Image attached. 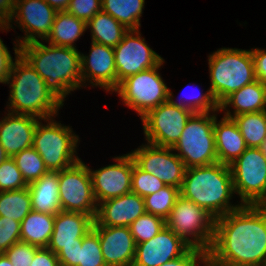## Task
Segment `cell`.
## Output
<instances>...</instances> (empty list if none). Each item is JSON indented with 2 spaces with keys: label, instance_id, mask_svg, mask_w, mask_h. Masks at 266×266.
<instances>
[{
  "label": "cell",
  "instance_id": "obj_1",
  "mask_svg": "<svg viewBox=\"0 0 266 266\" xmlns=\"http://www.w3.org/2000/svg\"><path fill=\"white\" fill-rule=\"evenodd\" d=\"M207 266H266V205H241L215 219Z\"/></svg>",
  "mask_w": 266,
  "mask_h": 266
},
{
  "label": "cell",
  "instance_id": "obj_2",
  "mask_svg": "<svg viewBox=\"0 0 266 266\" xmlns=\"http://www.w3.org/2000/svg\"><path fill=\"white\" fill-rule=\"evenodd\" d=\"M20 54L30 63L50 92L64 104L70 91L82 86L78 49L45 45L40 40L20 46Z\"/></svg>",
  "mask_w": 266,
  "mask_h": 266
},
{
  "label": "cell",
  "instance_id": "obj_3",
  "mask_svg": "<svg viewBox=\"0 0 266 266\" xmlns=\"http://www.w3.org/2000/svg\"><path fill=\"white\" fill-rule=\"evenodd\" d=\"M15 61L8 81L10 95L8 112L35 116L41 120L54 117L63 104L50 92L45 80L20 54V45L14 47Z\"/></svg>",
  "mask_w": 266,
  "mask_h": 266
},
{
  "label": "cell",
  "instance_id": "obj_4",
  "mask_svg": "<svg viewBox=\"0 0 266 266\" xmlns=\"http://www.w3.org/2000/svg\"><path fill=\"white\" fill-rule=\"evenodd\" d=\"M234 193L230 166L220 162L186 168L180 188V196L203 207L215 218L241 206L230 203Z\"/></svg>",
  "mask_w": 266,
  "mask_h": 266
},
{
  "label": "cell",
  "instance_id": "obj_5",
  "mask_svg": "<svg viewBox=\"0 0 266 266\" xmlns=\"http://www.w3.org/2000/svg\"><path fill=\"white\" fill-rule=\"evenodd\" d=\"M210 92L220 105L229 95L256 79L251 50L221 48L208 56Z\"/></svg>",
  "mask_w": 266,
  "mask_h": 266
},
{
  "label": "cell",
  "instance_id": "obj_6",
  "mask_svg": "<svg viewBox=\"0 0 266 266\" xmlns=\"http://www.w3.org/2000/svg\"><path fill=\"white\" fill-rule=\"evenodd\" d=\"M50 120V121H49ZM38 121L33 139V148L42 157L50 172L67 169L80 161L76 156L79 137L69 126L61 125L53 117Z\"/></svg>",
  "mask_w": 266,
  "mask_h": 266
},
{
  "label": "cell",
  "instance_id": "obj_7",
  "mask_svg": "<svg viewBox=\"0 0 266 266\" xmlns=\"http://www.w3.org/2000/svg\"><path fill=\"white\" fill-rule=\"evenodd\" d=\"M213 113H194L187 121L179 140L172 147L173 151H178L177 155L186 168L218 162L214 135L217 116L215 111Z\"/></svg>",
  "mask_w": 266,
  "mask_h": 266
},
{
  "label": "cell",
  "instance_id": "obj_8",
  "mask_svg": "<svg viewBox=\"0 0 266 266\" xmlns=\"http://www.w3.org/2000/svg\"><path fill=\"white\" fill-rule=\"evenodd\" d=\"M215 219L203 207L179 196L166 219V226L192 248L207 253L214 238Z\"/></svg>",
  "mask_w": 266,
  "mask_h": 266
},
{
  "label": "cell",
  "instance_id": "obj_9",
  "mask_svg": "<svg viewBox=\"0 0 266 266\" xmlns=\"http://www.w3.org/2000/svg\"><path fill=\"white\" fill-rule=\"evenodd\" d=\"M163 63L164 60L158 66L127 77L113 91L117 92L124 104L135 110L141 118L169 100L170 89L158 72Z\"/></svg>",
  "mask_w": 266,
  "mask_h": 266
},
{
  "label": "cell",
  "instance_id": "obj_10",
  "mask_svg": "<svg viewBox=\"0 0 266 266\" xmlns=\"http://www.w3.org/2000/svg\"><path fill=\"white\" fill-rule=\"evenodd\" d=\"M234 192L241 205H266V156L260 148L248 147L232 164Z\"/></svg>",
  "mask_w": 266,
  "mask_h": 266
},
{
  "label": "cell",
  "instance_id": "obj_11",
  "mask_svg": "<svg viewBox=\"0 0 266 266\" xmlns=\"http://www.w3.org/2000/svg\"><path fill=\"white\" fill-rule=\"evenodd\" d=\"M193 114L190 109L175 106L170 100L155 107L141 118L147 143L173 147Z\"/></svg>",
  "mask_w": 266,
  "mask_h": 266
},
{
  "label": "cell",
  "instance_id": "obj_12",
  "mask_svg": "<svg viewBox=\"0 0 266 266\" xmlns=\"http://www.w3.org/2000/svg\"><path fill=\"white\" fill-rule=\"evenodd\" d=\"M58 183L62 211L79 212L95 218L97 203L93 194L91 176L88 166L82 160L58 171Z\"/></svg>",
  "mask_w": 266,
  "mask_h": 266
},
{
  "label": "cell",
  "instance_id": "obj_13",
  "mask_svg": "<svg viewBox=\"0 0 266 266\" xmlns=\"http://www.w3.org/2000/svg\"><path fill=\"white\" fill-rule=\"evenodd\" d=\"M57 11L44 0H16L12 17L8 22L0 21V29L13 28L12 21L25 32L23 39L16 40L20 46L45 40L50 34ZM14 19V20H13ZM19 21V22H18Z\"/></svg>",
  "mask_w": 266,
  "mask_h": 266
},
{
  "label": "cell",
  "instance_id": "obj_14",
  "mask_svg": "<svg viewBox=\"0 0 266 266\" xmlns=\"http://www.w3.org/2000/svg\"><path fill=\"white\" fill-rule=\"evenodd\" d=\"M113 49L117 87L127 77L158 66L164 60L142 39L139 30H129Z\"/></svg>",
  "mask_w": 266,
  "mask_h": 266
},
{
  "label": "cell",
  "instance_id": "obj_15",
  "mask_svg": "<svg viewBox=\"0 0 266 266\" xmlns=\"http://www.w3.org/2000/svg\"><path fill=\"white\" fill-rule=\"evenodd\" d=\"M172 151V147L147 143L130 154L141 170L153 174L165 185L181 188L186 167L182 159Z\"/></svg>",
  "mask_w": 266,
  "mask_h": 266
},
{
  "label": "cell",
  "instance_id": "obj_16",
  "mask_svg": "<svg viewBox=\"0 0 266 266\" xmlns=\"http://www.w3.org/2000/svg\"><path fill=\"white\" fill-rule=\"evenodd\" d=\"M115 164L98 170L88 167L94 198L97 205L105 200L120 197L131 192L133 157L130 153L113 158Z\"/></svg>",
  "mask_w": 266,
  "mask_h": 266
},
{
  "label": "cell",
  "instance_id": "obj_17",
  "mask_svg": "<svg viewBox=\"0 0 266 266\" xmlns=\"http://www.w3.org/2000/svg\"><path fill=\"white\" fill-rule=\"evenodd\" d=\"M191 246L167 226L149 241L136 244L132 266H160L183 256Z\"/></svg>",
  "mask_w": 266,
  "mask_h": 266
},
{
  "label": "cell",
  "instance_id": "obj_18",
  "mask_svg": "<svg viewBox=\"0 0 266 266\" xmlns=\"http://www.w3.org/2000/svg\"><path fill=\"white\" fill-rule=\"evenodd\" d=\"M82 85L89 81L92 86H100L108 91L117 88V72L114 49L92 42L90 54H80ZM85 81V82H84Z\"/></svg>",
  "mask_w": 266,
  "mask_h": 266
},
{
  "label": "cell",
  "instance_id": "obj_19",
  "mask_svg": "<svg viewBox=\"0 0 266 266\" xmlns=\"http://www.w3.org/2000/svg\"><path fill=\"white\" fill-rule=\"evenodd\" d=\"M107 266H132L136 243L129 227L93 225Z\"/></svg>",
  "mask_w": 266,
  "mask_h": 266
},
{
  "label": "cell",
  "instance_id": "obj_20",
  "mask_svg": "<svg viewBox=\"0 0 266 266\" xmlns=\"http://www.w3.org/2000/svg\"><path fill=\"white\" fill-rule=\"evenodd\" d=\"M145 212L143 197L130 192L100 202L93 225L129 227Z\"/></svg>",
  "mask_w": 266,
  "mask_h": 266
},
{
  "label": "cell",
  "instance_id": "obj_21",
  "mask_svg": "<svg viewBox=\"0 0 266 266\" xmlns=\"http://www.w3.org/2000/svg\"><path fill=\"white\" fill-rule=\"evenodd\" d=\"M94 217L79 212L59 211L48 249L57 254L64 246L82 245L83 237L93 228Z\"/></svg>",
  "mask_w": 266,
  "mask_h": 266
},
{
  "label": "cell",
  "instance_id": "obj_22",
  "mask_svg": "<svg viewBox=\"0 0 266 266\" xmlns=\"http://www.w3.org/2000/svg\"><path fill=\"white\" fill-rule=\"evenodd\" d=\"M40 119L8 112L0 121V143L8 157L33 146L36 125Z\"/></svg>",
  "mask_w": 266,
  "mask_h": 266
},
{
  "label": "cell",
  "instance_id": "obj_23",
  "mask_svg": "<svg viewBox=\"0 0 266 266\" xmlns=\"http://www.w3.org/2000/svg\"><path fill=\"white\" fill-rule=\"evenodd\" d=\"M215 146L218 162L232 164L248 147L233 118L223 116L214 123Z\"/></svg>",
  "mask_w": 266,
  "mask_h": 266
},
{
  "label": "cell",
  "instance_id": "obj_24",
  "mask_svg": "<svg viewBox=\"0 0 266 266\" xmlns=\"http://www.w3.org/2000/svg\"><path fill=\"white\" fill-rule=\"evenodd\" d=\"M233 107V114L227 107ZM227 111L225 117L233 118L234 116L266 111V84L259 80L245 85L241 89L229 95L220 105L219 111Z\"/></svg>",
  "mask_w": 266,
  "mask_h": 266
},
{
  "label": "cell",
  "instance_id": "obj_25",
  "mask_svg": "<svg viewBox=\"0 0 266 266\" xmlns=\"http://www.w3.org/2000/svg\"><path fill=\"white\" fill-rule=\"evenodd\" d=\"M28 189L33 211L53 215L61 211L58 172L49 171L40 179L29 184Z\"/></svg>",
  "mask_w": 266,
  "mask_h": 266
},
{
  "label": "cell",
  "instance_id": "obj_26",
  "mask_svg": "<svg viewBox=\"0 0 266 266\" xmlns=\"http://www.w3.org/2000/svg\"><path fill=\"white\" fill-rule=\"evenodd\" d=\"M87 30V23L67 11L57 12L50 34L45 39L48 44L75 48V41Z\"/></svg>",
  "mask_w": 266,
  "mask_h": 266
},
{
  "label": "cell",
  "instance_id": "obj_27",
  "mask_svg": "<svg viewBox=\"0 0 266 266\" xmlns=\"http://www.w3.org/2000/svg\"><path fill=\"white\" fill-rule=\"evenodd\" d=\"M54 219L53 214L32 210L21 222V241L47 248L54 230Z\"/></svg>",
  "mask_w": 266,
  "mask_h": 266
},
{
  "label": "cell",
  "instance_id": "obj_28",
  "mask_svg": "<svg viewBox=\"0 0 266 266\" xmlns=\"http://www.w3.org/2000/svg\"><path fill=\"white\" fill-rule=\"evenodd\" d=\"M91 30L92 42L114 48L129 31L123 24L103 11L97 13L87 22V29Z\"/></svg>",
  "mask_w": 266,
  "mask_h": 266
},
{
  "label": "cell",
  "instance_id": "obj_29",
  "mask_svg": "<svg viewBox=\"0 0 266 266\" xmlns=\"http://www.w3.org/2000/svg\"><path fill=\"white\" fill-rule=\"evenodd\" d=\"M102 11L110 14L128 30H139L145 0H101Z\"/></svg>",
  "mask_w": 266,
  "mask_h": 266
},
{
  "label": "cell",
  "instance_id": "obj_30",
  "mask_svg": "<svg viewBox=\"0 0 266 266\" xmlns=\"http://www.w3.org/2000/svg\"><path fill=\"white\" fill-rule=\"evenodd\" d=\"M31 211L32 202L28 187L0 192V216L21 223Z\"/></svg>",
  "mask_w": 266,
  "mask_h": 266
},
{
  "label": "cell",
  "instance_id": "obj_31",
  "mask_svg": "<svg viewBox=\"0 0 266 266\" xmlns=\"http://www.w3.org/2000/svg\"><path fill=\"white\" fill-rule=\"evenodd\" d=\"M247 144L260 148L266 139V111L240 114L233 117Z\"/></svg>",
  "mask_w": 266,
  "mask_h": 266
},
{
  "label": "cell",
  "instance_id": "obj_32",
  "mask_svg": "<svg viewBox=\"0 0 266 266\" xmlns=\"http://www.w3.org/2000/svg\"><path fill=\"white\" fill-rule=\"evenodd\" d=\"M12 158L27 185L49 172L42 157L33 147L20 151Z\"/></svg>",
  "mask_w": 266,
  "mask_h": 266
},
{
  "label": "cell",
  "instance_id": "obj_33",
  "mask_svg": "<svg viewBox=\"0 0 266 266\" xmlns=\"http://www.w3.org/2000/svg\"><path fill=\"white\" fill-rule=\"evenodd\" d=\"M180 196V188L166 185L158 192L145 196V210L148 213L167 219Z\"/></svg>",
  "mask_w": 266,
  "mask_h": 266
},
{
  "label": "cell",
  "instance_id": "obj_34",
  "mask_svg": "<svg viewBox=\"0 0 266 266\" xmlns=\"http://www.w3.org/2000/svg\"><path fill=\"white\" fill-rule=\"evenodd\" d=\"M166 226V220L160 216L145 212L130 226L131 234L136 244L149 241Z\"/></svg>",
  "mask_w": 266,
  "mask_h": 266
},
{
  "label": "cell",
  "instance_id": "obj_35",
  "mask_svg": "<svg viewBox=\"0 0 266 266\" xmlns=\"http://www.w3.org/2000/svg\"><path fill=\"white\" fill-rule=\"evenodd\" d=\"M78 266H107L103 259L98 234L92 229L82 239Z\"/></svg>",
  "mask_w": 266,
  "mask_h": 266
},
{
  "label": "cell",
  "instance_id": "obj_36",
  "mask_svg": "<svg viewBox=\"0 0 266 266\" xmlns=\"http://www.w3.org/2000/svg\"><path fill=\"white\" fill-rule=\"evenodd\" d=\"M166 185L153 174L141 170L134 162L133 159V173L131 192L138 194L141 197H145L152 193L158 192Z\"/></svg>",
  "mask_w": 266,
  "mask_h": 266
},
{
  "label": "cell",
  "instance_id": "obj_37",
  "mask_svg": "<svg viewBox=\"0 0 266 266\" xmlns=\"http://www.w3.org/2000/svg\"><path fill=\"white\" fill-rule=\"evenodd\" d=\"M28 187L21 171L17 168L12 157L0 164V192L20 190Z\"/></svg>",
  "mask_w": 266,
  "mask_h": 266
},
{
  "label": "cell",
  "instance_id": "obj_38",
  "mask_svg": "<svg viewBox=\"0 0 266 266\" xmlns=\"http://www.w3.org/2000/svg\"><path fill=\"white\" fill-rule=\"evenodd\" d=\"M194 95V96H193ZM172 91H169V100L175 105L180 106L183 108H188L194 113H203V112H211V111H219V105L216 103L215 99L213 98L210 90L203 94L201 92L196 94H192V96L188 97L191 98L189 101L185 100L182 102L174 101ZM183 98V97H181Z\"/></svg>",
  "mask_w": 266,
  "mask_h": 266
},
{
  "label": "cell",
  "instance_id": "obj_39",
  "mask_svg": "<svg viewBox=\"0 0 266 266\" xmlns=\"http://www.w3.org/2000/svg\"><path fill=\"white\" fill-rule=\"evenodd\" d=\"M21 223L0 216V254L5 253L13 244L21 241Z\"/></svg>",
  "mask_w": 266,
  "mask_h": 266
},
{
  "label": "cell",
  "instance_id": "obj_40",
  "mask_svg": "<svg viewBox=\"0 0 266 266\" xmlns=\"http://www.w3.org/2000/svg\"><path fill=\"white\" fill-rule=\"evenodd\" d=\"M39 247L27 242L18 241L13 244L4 254L13 266H31L33 256Z\"/></svg>",
  "mask_w": 266,
  "mask_h": 266
},
{
  "label": "cell",
  "instance_id": "obj_41",
  "mask_svg": "<svg viewBox=\"0 0 266 266\" xmlns=\"http://www.w3.org/2000/svg\"><path fill=\"white\" fill-rule=\"evenodd\" d=\"M69 14L74 15L78 19L88 22L97 13L102 11L101 0H70L68 9Z\"/></svg>",
  "mask_w": 266,
  "mask_h": 266
},
{
  "label": "cell",
  "instance_id": "obj_42",
  "mask_svg": "<svg viewBox=\"0 0 266 266\" xmlns=\"http://www.w3.org/2000/svg\"><path fill=\"white\" fill-rule=\"evenodd\" d=\"M207 266V253L197 248H190L183 256L165 262L160 266Z\"/></svg>",
  "mask_w": 266,
  "mask_h": 266
},
{
  "label": "cell",
  "instance_id": "obj_43",
  "mask_svg": "<svg viewBox=\"0 0 266 266\" xmlns=\"http://www.w3.org/2000/svg\"><path fill=\"white\" fill-rule=\"evenodd\" d=\"M13 61L8 48L0 38V83H7L14 63Z\"/></svg>",
  "mask_w": 266,
  "mask_h": 266
},
{
  "label": "cell",
  "instance_id": "obj_44",
  "mask_svg": "<svg viewBox=\"0 0 266 266\" xmlns=\"http://www.w3.org/2000/svg\"><path fill=\"white\" fill-rule=\"evenodd\" d=\"M31 266H60L57 254L53 253L48 248H39L30 264Z\"/></svg>",
  "mask_w": 266,
  "mask_h": 266
},
{
  "label": "cell",
  "instance_id": "obj_45",
  "mask_svg": "<svg viewBox=\"0 0 266 266\" xmlns=\"http://www.w3.org/2000/svg\"><path fill=\"white\" fill-rule=\"evenodd\" d=\"M254 61L256 79L266 84V50L255 48L251 50Z\"/></svg>",
  "mask_w": 266,
  "mask_h": 266
},
{
  "label": "cell",
  "instance_id": "obj_46",
  "mask_svg": "<svg viewBox=\"0 0 266 266\" xmlns=\"http://www.w3.org/2000/svg\"><path fill=\"white\" fill-rule=\"evenodd\" d=\"M79 247H82V245L64 246L57 253L60 266H78Z\"/></svg>",
  "mask_w": 266,
  "mask_h": 266
},
{
  "label": "cell",
  "instance_id": "obj_47",
  "mask_svg": "<svg viewBox=\"0 0 266 266\" xmlns=\"http://www.w3.org/2000/svg\"><path fill=\"white\" fill-rule=\"evenodd\" d=\"M16 0H0V21L8 22L13 15Z\"/></svg>",
  "mask_w": 266,
  "mask_h": 266
},
{
  "label": "cell",
  "instance_id": "obj_48",
  "mask_svg": "<svg viewBox=\"0 0 266 266\" xmlns=\"http://www.w3.org/2000/svg\"><path fill=\"white\" fill-rule=\"evenodd\" d=\"M57 12L66 11L69 7L70 0H44Z\"/></svg>",
  "mask_w": 266,
  "mask_h": 266
},
{
  "label": "cell",
  "instance_id": "obj_49",
  "mask_svg": "<svg viewBox=\"0 0 266 266\" xmlns=\"http://www.w3.org/2000/svg\"><path fill=\"white\" fill-rule=\"evenodd\" d=\"M0 266H13L11 261L7 258V256L4 253L0 254Z\"/></svg>",
  "mask_w": 266,
  "mask_h": 266
},
{
  "label": "cell",
  "instance_id": "obj_50",
  "mask_svg": "<svg viewBox=\"0 0 266 266\" xmlns=\"http://www.w3.org/2000/svg\"><path fill=\"white\" fill-rule=\"evenodd\" d=\"M8 158L3 146L0 143V164Z\"/></svg>",
  "mask_w": 266,
  "mask_h": 266
},
{
  "label": "cell",
  "instance_id": "obj_51",
  "mask_svg": "<svg viewBox=\"0 0 266 266\" xmlns=\"http://www.w3.org/2000/svg\"><path fill=\"white\" fill-rule=\"evenodd\" d=\"M260 149L263 151V154L266 156V139L262 143Z\"/></svg>",
  "mask_w": 266,
  "mask_h": 266
}]
</instances>
